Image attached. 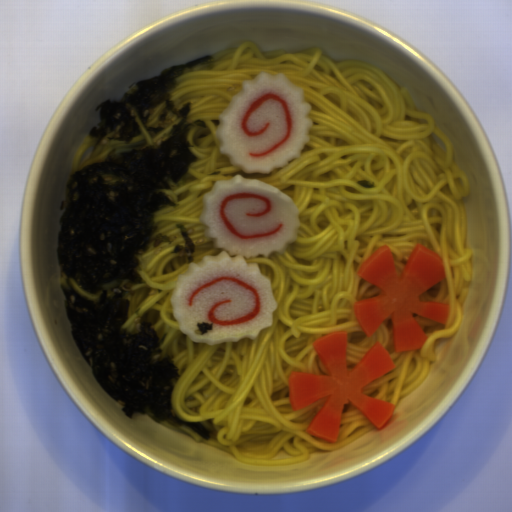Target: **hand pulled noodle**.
<instances>
[{
  "label": "hand pulled noodle",
  "mask_w": 512,
  "mask_h": 512,
  "mask_svg": "<svg viewBox=\"0 0 512 512\" xmlns=\"http://www.w3.org/2000/svg\"><path fill=\"white\" fill-rule=\"evenodd\" d=\"M211 57V70L184 73L171 93L177 109L191 102L189 122L203 120L207 128L187 132L197 162L163 191L176 206L155 214L158 230L149 250L137 256L142 281L132 285L128 318L121 328L138 333L141 315L147 309L159 310L154 328L160 339L166 334L163 356L171 357L180 374L172 390L173 411L185 422L211 420L215 431L206 441L187 426L161 421L165 426L239 461L286 466L310 459L315 451L344 448L376 429L349 403L341 413L335 443L306 431L328 395L294 411L289 377L292 372L329 375L313 346L318 338L346 331L348 370L377 341L382 343L396 368L363 386V392L394 408L427 378L441 340L460 326L472 280L473 249L468 247L463 203L470 183L435 118L419 108L407 88L369 64L335 61L318 47L262 52L250 40ZM263 71L284 74L302 89L312 105L310 140L300 158L283 168L267 175L242 173L222 154L218 127L210 119H219L241 85ZM236 174L277 187L292 198L301 226L296 242L284 253L245 257L271 279L278 303L271 327L256 339L213 347L182 333L169 300L178 275L192 262L220 253L200 220L203 199L219 180ZM358 180L376 187H361ZM180 223L196 247L192 262L182 263L172 252L176 244L185 246L176 227ZM159 232L172 243L154 248ZM420 243L443 258L446 278L419 300L450 305L449 317L445 326L413 314L428 339L423 349L396 353L391 315L369 338L358 325L355 302L379 296L380 291L357 276V269L381 245H388L399 275Z\"/></svg>",
  "instance_id": "1"
},
{
  "label": "hand pulled noodle",
  "mask_w": 512,
  "mask_h": 512,
  "mask_svg": "<svg viewBox=\"0 0 512 512\" xmlns=\"http://www.w3.org/2000/svg\"><path fill=\"white\" fill-rule=\"evenodd\" d=\"M69 284L72 286V288L77 291L79 294H81L82 296H84L85 298H89V299H97L98 295L97 293L96 294H91L83 289H81L74 281V279H69Z\"/></svg>",
  "instance_id": "4"
},
{
  "label": "hand pulled noodle",
  "mask_w": 512,
  "mask_h": 512,
  "mask_svg": "<svg viewBox=\"0 0 512 512\" xmlns=\"http://www.w3.org/2000/svg\"><path fill=\"white\" fill-rule=\"evenodd\" d=\"M181 118H177L174 115L166 116L163 127L160 132H148L143 122L138 118L136 123L139 125L142 133L136 135L130 142L119 139H107L102 138L101 142L95 147V143L98 138H91L86 135L78 148L76 149L73 158L71 160L70 169L71 173L80 171L89 163L105 161L108 157L109 152L117 150L120 153H126L131 149L144 148L147 146L158 147L164 140H167L173 134L172 125H177Z\"/></svg>",
  "instance_id": "2"
},
{
  "label": "hand pulled noodle",
  "mask_w": 512,
  "mask_h": 512,
  "mask_svg": "<svg viewBox=\"0 0 512 512\" xmlns=\"http://www.w3.org/2000/svg\"><path fill=\"white\" fill-rule=\"evenodd\" d=\"M164 107H165V102L154 107L149 118L146 121L145 126H147L149 128L150 127H158V125L160 123L158 116L162 112Z\"/></svg>",
  "instance_id": "3"
}]
</instances>
